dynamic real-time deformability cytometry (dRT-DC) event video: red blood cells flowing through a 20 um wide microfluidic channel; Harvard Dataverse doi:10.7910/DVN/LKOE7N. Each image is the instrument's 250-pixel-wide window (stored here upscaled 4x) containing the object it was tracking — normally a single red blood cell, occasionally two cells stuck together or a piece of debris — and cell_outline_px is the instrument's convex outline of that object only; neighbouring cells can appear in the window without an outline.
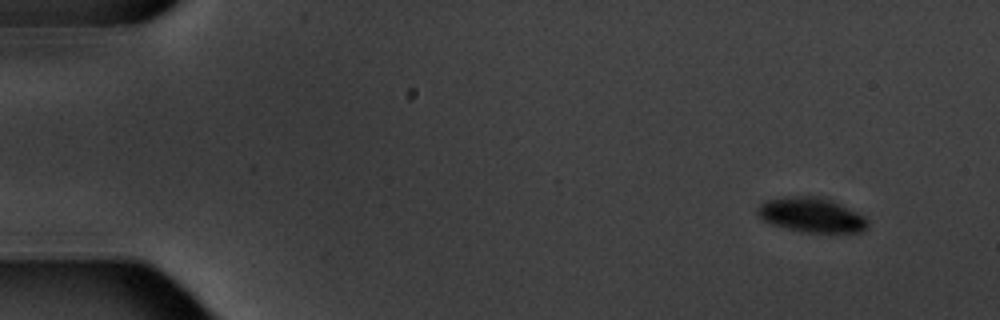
{"species": "common noctule bat (a hibernating species)", "species_latin": "Nyctalus noctula", "temperature_condition": "warm", "stored_images_in_passage": 7, "camera_frame_rate_fps": 3000, "um_per_image_px": 0.085, "animal": {"sex": "male", "body_mass_g": 20.1, "forearm_length_mm": 53.5}, "frame": {"image": 1, "passage_image": 7, "time_ms": 7.667, "image_size_px": [1000, 320], "cell_outline_px": [[868, 228], [860, 232], [804, 232], [772, 224], [764, 220], [756, 212], [756, 208], [764, 200], [784, 196], [820, 196], [832, 200], [864, 216], [868, 220]], "centroid_in_image_um": [68.96, 18.25], "position_along_channel_um": 16.0, "area_um2": 22.25}}